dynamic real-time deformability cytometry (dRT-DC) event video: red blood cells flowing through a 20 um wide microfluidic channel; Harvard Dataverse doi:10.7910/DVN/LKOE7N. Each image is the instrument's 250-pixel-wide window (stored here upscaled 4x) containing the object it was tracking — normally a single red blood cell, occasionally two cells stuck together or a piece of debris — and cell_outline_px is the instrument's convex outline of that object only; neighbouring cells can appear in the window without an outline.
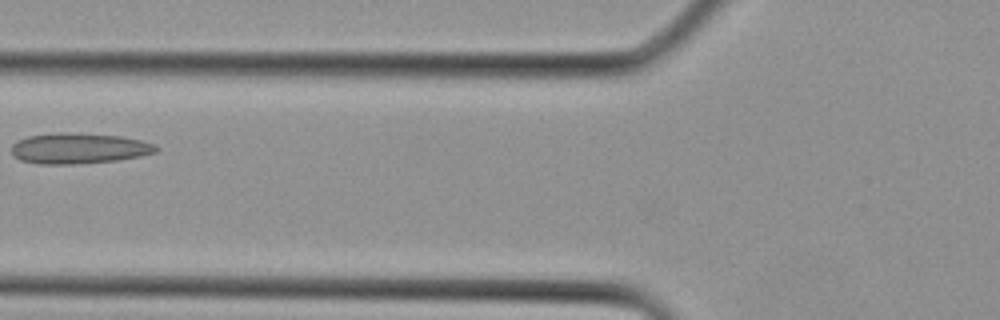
{"species": "Egyptian fruit bat (a non-hibernating species)", "species_latin": "Rousettus aegyptiacus", "temperature_condition": "cold", "stored_images_in_passage": 4, "camera_frame_rate_fps": 3000, "um_per_image_px": 0.085, "animal": {"sex": "female"}, "frame": {"image": 1, "passage_image": 4, "time_ms": 1.0, "image_size_px": [1000, 320], "cell_outline_px": [[160, 148], [156, 152], [140, 156], [116, 160], [72, 164], [40, 164], [20, 160], [12, 152], [12, 144], [16, 140], [28, 136], [56, 132], [64, 132], [124, 136], [156, 144]], "centroid_in_image_um": [6.71, 12.6], "position_along_channel_um": 119.1, "area_um2": 25.89}}